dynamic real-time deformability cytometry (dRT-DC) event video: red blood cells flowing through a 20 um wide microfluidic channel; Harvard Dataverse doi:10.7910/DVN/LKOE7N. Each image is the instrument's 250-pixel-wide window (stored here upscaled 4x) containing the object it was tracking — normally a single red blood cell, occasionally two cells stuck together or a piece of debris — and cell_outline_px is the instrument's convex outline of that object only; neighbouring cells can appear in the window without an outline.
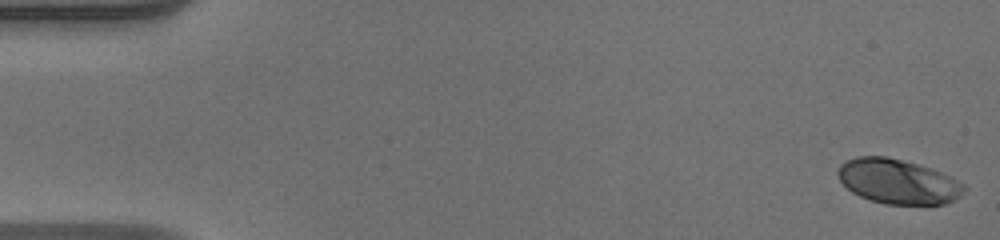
{"species": "human", "species_latin": "Homo sapiens", "temperature_condition": "warm", "stored_images_in_passage": 49, "camera_frame_rate_fps": 3000, "um_per_image_px": 0.085, "donor": {"sex": "male"}, "frame": {"image": 1, "passage_image": 1, "time_ms": 0.0, "image_size_px": [1000, 240], "cell_outline_px": [[968, 188], [956, 200], [944, 204], [884, 204], [860, 196], [852, 192], [840, 180], [836, 172], [840, 164], [856, 156], [888, 156], [916, 164], [940, 172], [964, 184]], "centroid_in_image_um": [76.32, 15.43], "position_along_channel_um": 8.7, "area_um2": 32.71}}
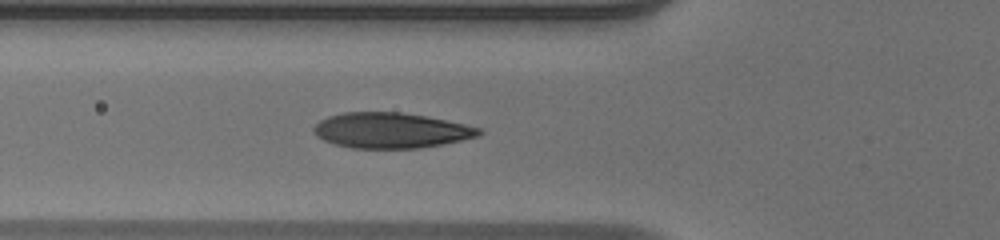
{"frame": {"image": 2, "passage_image": 18, "time_ms": 5.667, "image_size_px": [1000, 240], "cell_outline_px": [[484, 132], [480, 136], [420, 148], [352, 148], [336, 144], [324, 140], [316, 136], [312, 128], [320, 120], [328, 116], [344, 112], [400, 112], [424, 116], [464, 124], [480, 128]], "centroid_in_image_um": [33.21, 11.08], "position_along_channel_um": 92.6, "area_um2": 33.87}}
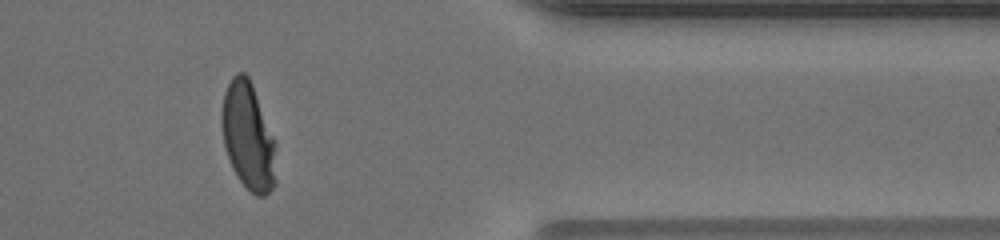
{"frame": {"image": 3, "passage_image": 41, "time_ms": 13.333, "image_size_px": [1000, 240], "cell_outline_px": [[276, 184], [264, 196], [256, 196], [240, 180], [232, 168], [224, 144], [220, 120], [220, 116], [224, 92], [232, 76], [236, 72], [244, 72], [248, 76], [252, 84], [276, 140]], "centroid_in_image_um": [21.1, 11.57], "position_along_channel_um": 390.3, "area_um2": 34.39}, "authors_computed_cell_mechanics": {"area_um2": 33.8708, "velocity_mm_per_s": 4.1291, "shape_relaxation_time_tau1_ms": 4.2064, "shape_relaxation_time_tau2_ms": null, "deformation_change_tau1": 0.2257, "deformation_change_tau2": null}}